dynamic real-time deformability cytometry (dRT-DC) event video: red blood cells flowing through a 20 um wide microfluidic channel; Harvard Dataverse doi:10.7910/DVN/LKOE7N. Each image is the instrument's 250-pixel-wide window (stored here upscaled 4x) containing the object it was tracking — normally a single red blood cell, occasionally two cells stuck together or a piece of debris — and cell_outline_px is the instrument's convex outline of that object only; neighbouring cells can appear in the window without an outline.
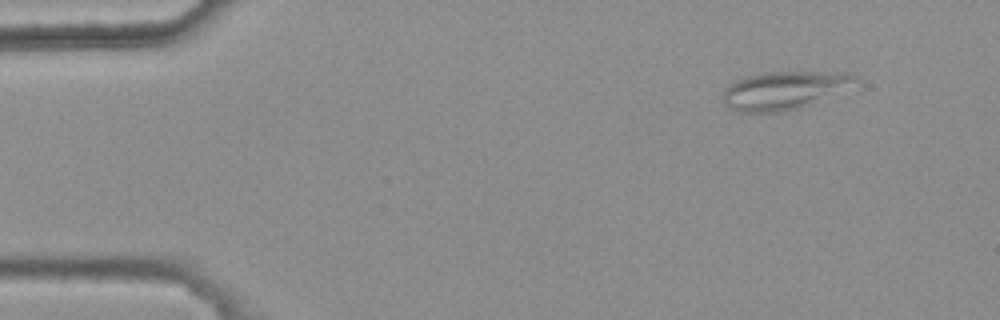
{"species": "common noctule bat (a hibernating species)", "species_latin": "Nyctalus noctula", "temperature_condition": "warm", "stored_images_in_passage": 4, "camera_frame_rate_fps": 3000, "um_per_image_px": 0.085, "animal": {"sex": "female", "body_mass_g": 25.1}, "frame": {"image": 1, "passage_image": 1, "time_ms": 0.0, "image_size_px": [1000, 320], "cell_outline_px": [[860, 84], [800, 108], [784, 112], [740, 112], [728, 108], [724, 104], [724, 88], [728, 84], [744, 76], [764, 72], [848, 72], [856, 76]], "centroid_in_image_um": [66.68, 7.67], "position_along_channel_um": 18.3, "area_um2": 29.82}}